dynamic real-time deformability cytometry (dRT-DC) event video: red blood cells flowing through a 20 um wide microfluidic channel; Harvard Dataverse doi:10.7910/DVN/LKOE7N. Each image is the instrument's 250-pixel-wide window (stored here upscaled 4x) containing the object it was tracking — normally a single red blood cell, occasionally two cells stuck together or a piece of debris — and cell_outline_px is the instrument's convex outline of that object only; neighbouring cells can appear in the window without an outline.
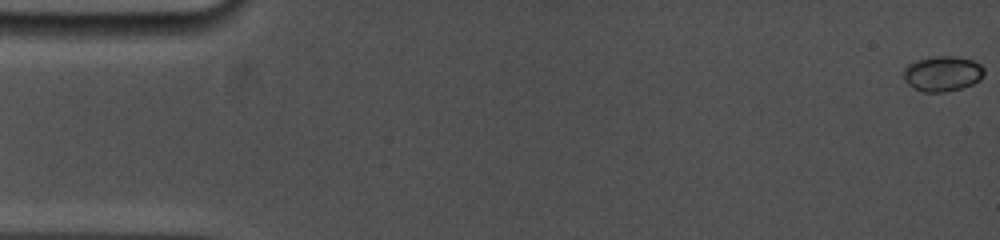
{"species": "common noctule bat (a hibernating species)", "species_latin": "Nyctalus noctula", "temperature_condition": "cold", "stored_images_in_passage": 85, "camera_frame_rate_fps": 5000, "um_per_image_px": 0.085, "animal": {"sex": "female", "body_mass_g": 19.0, "forearm_length_mm": 53.3}, "frame": {"image": 1, "passage_image": 1, "time_ms": 0.0, "image_size_px": [1000, 240], "cell_outline_px": [[984, 76], [980, 80], [972, 84], [960, 88], [944, 92], [924, 92], [908, 84], [904, 80], [904, 68], [908, 64], [916, 60], [936, 56], [952, 56], [972, 60], [980, 64], [984, 68]], "centroid_in_image_um": [80.12, 6.25], "position_along_channel_um": 4.9, "area_um2": 16.47}}
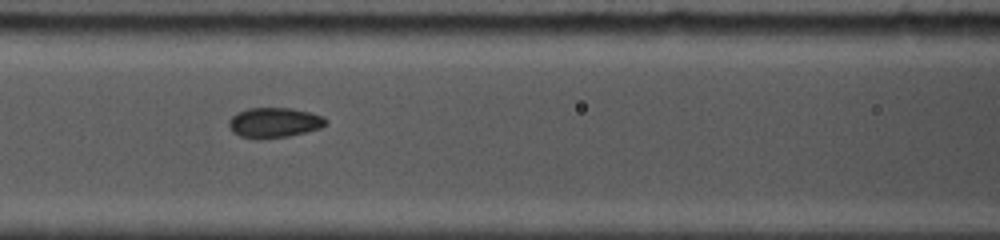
{"frame": {"image": 2, "passage_image": 38, "time_ms": 7.4, "image_size_px": [1000, 240], "cell_outline_px": [[328, 124], [320, 128], [288, 136], [260, 140], [256, 140], [240, 136], [232, 132], [228, 124], [228, 120], [236, 112], [248, 108], [292, 108], [324, 116], [328, 120]], "centroid_in_image_um": [23.29, 10.43], "position_along_channel_um": 143.3, "area_um2": 17.28}}
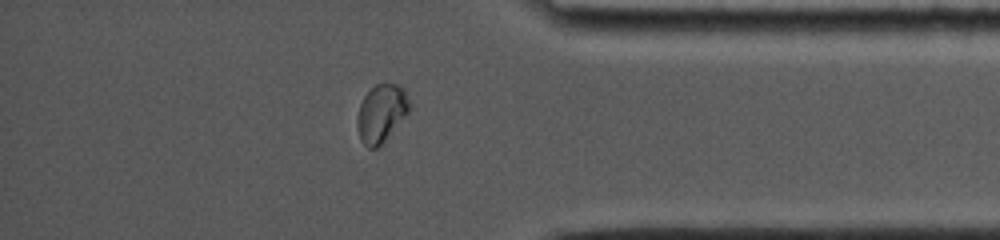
{"frame": {"image": 3, "passage_image": 73, "time_ms": 14.4, "image_size_px": [1000, 240], "cell_outline_px": [[412, 108], [384, 140], [376, 148], [368, 148], [360, 140], [356, 124], [356, 120], [360, 104], [364, 96], [376, 84], [396, 84], [404, 88], [412, 104]], "centroid_in_image_um": [32.42, 9.61], "position_along_channel_um": 402.8, "area_um2": 17.51}, "authors_computed_cell_mechanics": {"area_um2": 16.6464, "velocity_mm_per_s": 3.8019, "shape_relaxation_time_tau1_ms": 4.6981, "shape_relaxation_time_tau2_ms": null, "deformation_change_tau1": 0.1382, "deformation_change_tau2": null}}